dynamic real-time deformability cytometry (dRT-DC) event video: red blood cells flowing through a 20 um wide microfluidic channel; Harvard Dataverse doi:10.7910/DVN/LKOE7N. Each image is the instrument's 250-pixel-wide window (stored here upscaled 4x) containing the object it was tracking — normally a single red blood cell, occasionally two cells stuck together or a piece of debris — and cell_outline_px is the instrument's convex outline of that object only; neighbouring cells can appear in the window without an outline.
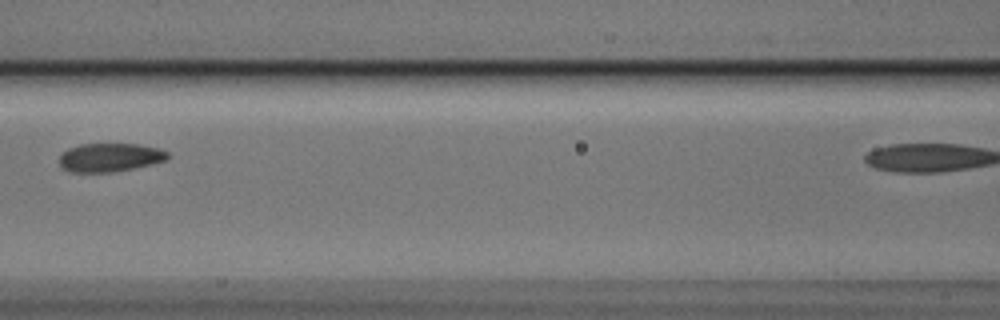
{"species": "Egyptian fruit bat (a non-hibernating species)", "species_latin": "Rousettus aegyptiacus", "temperature_condition": "cold", "stored_images_in_passage": 6, "segment_of_instrument_passage": [1, 2], "camera_frame_rate_fps": 3000, "um_per_image_px": 0.085, "animal": {"sex": "male"}, "frame": {"image": 1, "passage_image": 4, "time_ms": 1.0, "image_size_px": [1000, 320], "cell_outline_px": [[168, 160], [152, 164], [112, 172], [68, 172], [60, 164], [60, 152], [68, 148], [80, 144], [140, 144], [160, 148], [168, 152]], "centroid_in_image_um": [9.34, 13.37], "position_along_channel_um": 157.3, "area_um2": 18.15}}
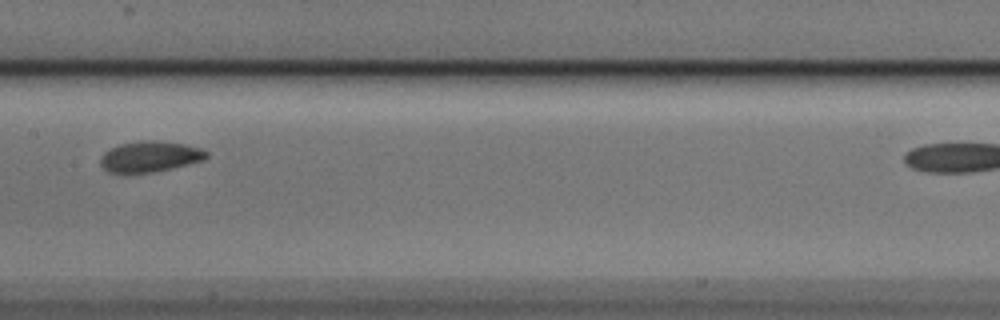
{"frame": {"image": 2, "passage_image": 5, "time_ms": 1.333, "image_size_px": [1000, 320], "cell_outline_px": [[208, 156], [204, 160], [188, 164], [152, 172], [108, 172], [100, 164], [100, 156], [104, 152], [120, 144], [148, 140], [152, 140], [184, 144], [200, 148], [208, 152]], "centroid_in_image_um": [12.75, 13.3], "position_along_channel_um": 194.7, "area_um2": 18.67}}